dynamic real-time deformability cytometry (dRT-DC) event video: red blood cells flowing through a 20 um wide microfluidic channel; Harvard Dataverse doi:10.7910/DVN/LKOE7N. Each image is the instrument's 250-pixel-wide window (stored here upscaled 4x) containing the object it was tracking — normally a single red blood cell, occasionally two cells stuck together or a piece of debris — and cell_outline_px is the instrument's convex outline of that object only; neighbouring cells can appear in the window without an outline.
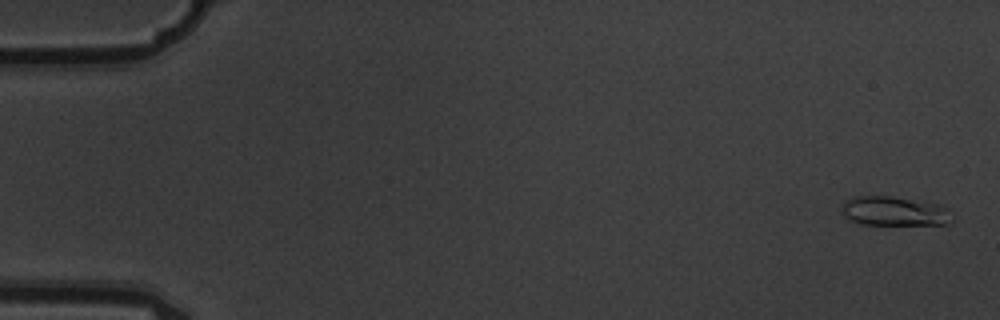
{"species": "common noctule bat (a hibernating species)", "species_latin": "Nyctalus noctula", "temperature_condition": "warm", "stored_images_in_passage": 11, "camera_frame_rate_fps": 3000, "um_per_image_px": 0.085, "animal": {"sex": "male", "body_mass_g": 19.5, "forearm_length_mm": 54.6}, "frame": {"image": 1, "passage_image": 1, "time_ms": 0.0, "image_size_px": [1000, 320], "cell_outline_px": [[952, 220], [948, 224], [860, 224], [844, 216], [840, 212], [840, 208], [844, 200], [852, 196], [892, 196], [936, 204], [944, 208]], "centroid_in_image_um": [75.89, 17.94], "position_along_channel_um": 9.1, "area_um2": 18.61}}
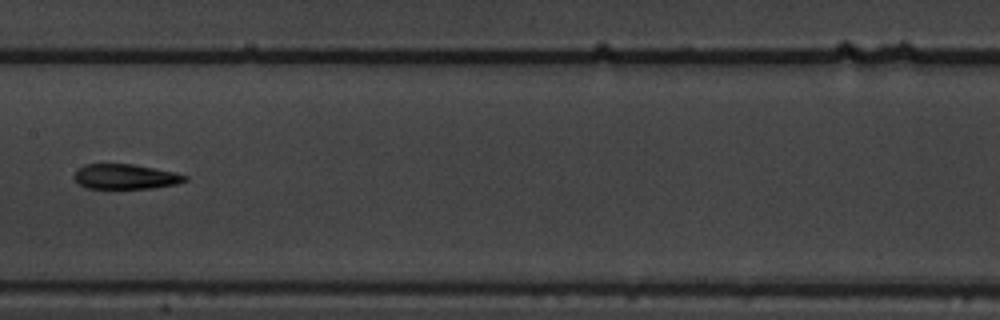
{"frame": {"image": 2, "passage_image": 8, "time_ms": 2.333, "image_size_px": [1000, 320], "cell_outline_px": [[188, 180], [176, 184], [152, 188], [88, 188], [80, 184], [72, 176], [84, 164], [132, 164], [172, 172], [188, 176]], "centroid_in_image_um": [10.66, 15.01], "position_along_channel_um": 196.7, "area_um2": 15.84}}
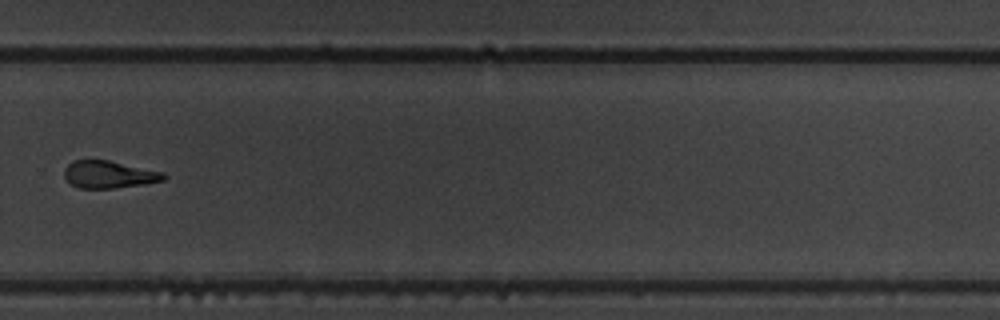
{"frame": {"image": 3, "passage_image": 11, "time_ms": 3.333, "image_size_px": [1000, 320], "cell_outline_px": [[168, 176], [164, 180], [148, 184], [112, 188], [80, 188], [72, 184], [64, 176], [64, 168], [72, 160], [108, 160], [164, 172]], "centroid_in_image_um": [9.29, 14.83], "position_along_channel_um": 320.5, "area_um2": 15.9}}